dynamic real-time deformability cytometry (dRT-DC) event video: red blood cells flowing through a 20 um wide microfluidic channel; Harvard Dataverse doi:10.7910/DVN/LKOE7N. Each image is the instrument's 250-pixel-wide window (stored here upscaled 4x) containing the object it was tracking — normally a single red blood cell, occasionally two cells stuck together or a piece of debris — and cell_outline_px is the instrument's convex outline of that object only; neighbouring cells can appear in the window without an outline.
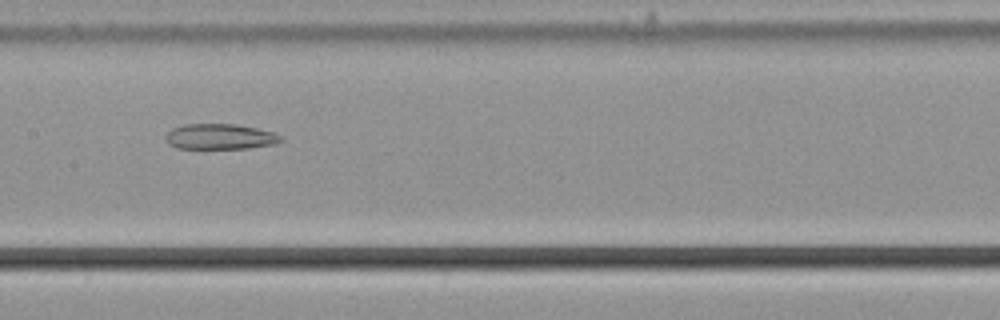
{"species": "common noctule bat (a hibernating species)", "species_latin": "Nyctalus noctula", "temperature_condition": "cold", "stored_images_in_passage": 55, "camera_frame_rate_fps": 3000, "um_per_image_px": 0.085, "animal": {"sex": "male", "body_mass_g": 21.5, "forearm_length_mm": 52.0}, "frame": {"image": 1, "passage_image": 28, "time_ms": 9.0, "image_size_px": [1000, 320], "cell_outline_px": [[284, 140], [276, 144], [248, 148], [176, 148], [168, 144], [164, 140], [164, 136], [172, 128], [184, 124], [236, 124], [256, 128], [272, 132], [280, 136]], "centroid_in_image_um": [18.67, 11.61], "position_along_channel_um": 188.7, "area_um2": 17.17}}
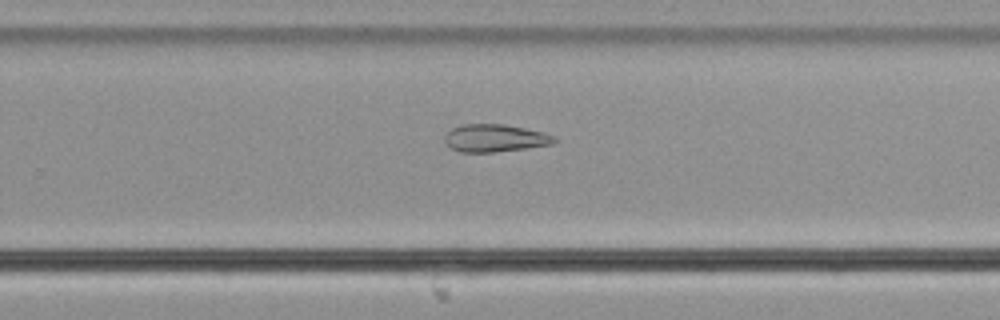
{"frame": {"image": 2, "passage_image": 36, "time_ms": 11.667, "image_size_px": [1000, 320], "cell_outline_px": [[556, 140], [552, 144], [524, 148], [492, 152], [460, 152], [452, 148], [444, 140], [444, 136], [452, 128], [460, 124], [504, 124], [544, 132], [556, 136]], "centroid_in_image_um": [42.06, 11.73], "position_along_channel_um": 287.7, "area_um2": 17.51}}
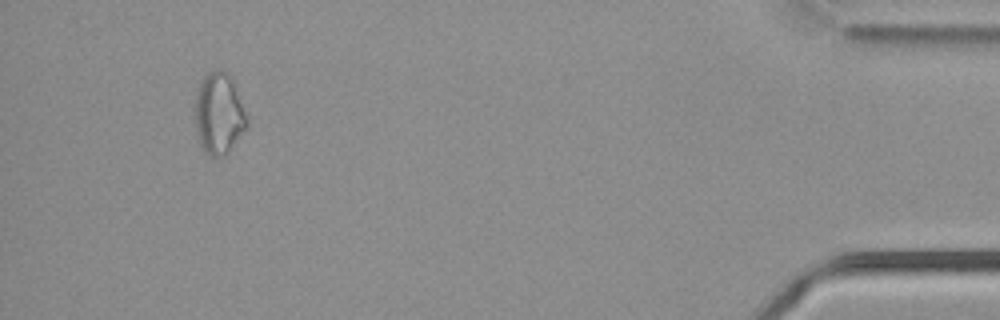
{"frame": {"image": 3, "passage_image": 52, "time_ms": 17.0, "image_size_px": [1000, 320], "cell_outline_px": [[248, 128], [228, 152], [224, 156], [212, 156], [204, 152], [200, 144], [196, 128], [196, 92], [200, 80], [212, 68], [224, 68], [232, 76], [236, 84], [248, 116]], "centroid_in_image_um": [18.65, 9.59], "position_along_channel_um": 416.5, "area_um2": 25.37}}